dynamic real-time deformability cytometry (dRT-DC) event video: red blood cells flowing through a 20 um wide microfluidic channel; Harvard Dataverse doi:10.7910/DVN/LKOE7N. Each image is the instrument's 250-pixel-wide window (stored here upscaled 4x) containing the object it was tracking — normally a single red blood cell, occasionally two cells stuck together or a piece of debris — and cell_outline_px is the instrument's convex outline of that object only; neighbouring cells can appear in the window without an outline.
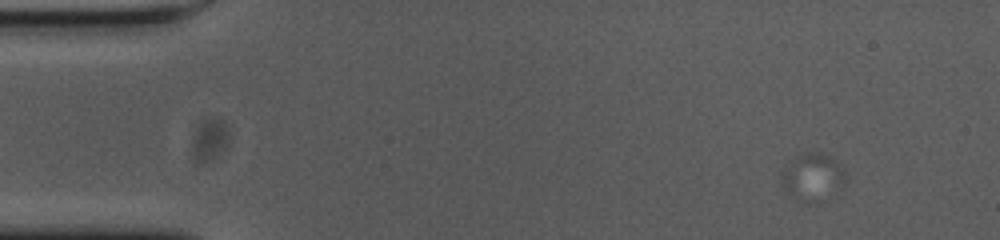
{"species": "common noctule bat (a hibernating species)", "species_latin": "Nyctalus noctula", "temperature_condition": "cold", "stored_images_in_passage": 2, "camera_frame_rate_fps": 3000, "um_per_image_px": 0.085, "animal": {"sex": "female", "body_mass_g": 23.0, "forearm_length_mm": 53.4}, "frame": {"image": 1, "passage_image": 2, "time_ms": 0.333, "image_size_px": [1000, 240], "cell_outline_px": [[844, 180], [808, 204], [788, 196], [784, 192], [780, 180], [780, 172], [804, 152], [820, 152], [828, 156], [844, 172]], "centroid_in_image_um": [68.89, 15.02], "position_along_channel_um": 16.1, "area_um2": 16.3}}